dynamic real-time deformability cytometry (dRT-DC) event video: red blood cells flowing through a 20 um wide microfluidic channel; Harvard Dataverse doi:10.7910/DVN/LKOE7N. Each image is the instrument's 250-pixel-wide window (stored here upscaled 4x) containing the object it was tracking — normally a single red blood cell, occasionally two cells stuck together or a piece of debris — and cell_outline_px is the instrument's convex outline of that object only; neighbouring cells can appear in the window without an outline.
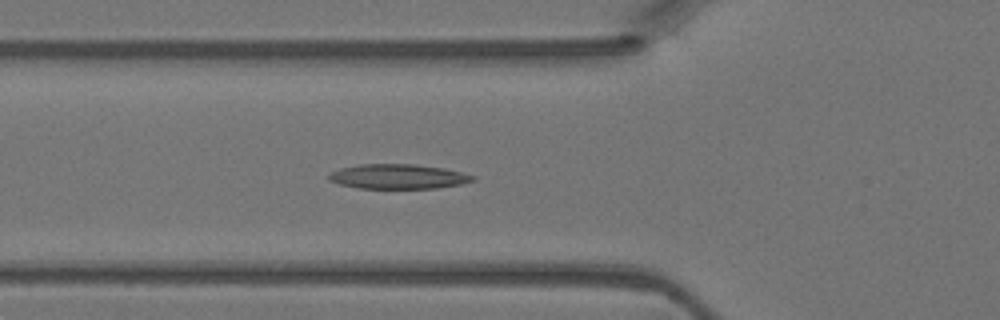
{"species": "Egyptian fruit bat (a non-hibernating species)", "species_latin": "Rousettus aegyptiacus", "temperature_condition": "warm", "stored_images_in_passage": 43, "camera_frame_rate_fps": 3000, "um_per_image_px": 0.085, "animal": {"sex": "female"}, "frame": {"image": 1, "passage_image": 16, "time_ms": 5.0, "image_size_px": [1000, 320], "cell_outline_px": [[476, 180], [460, 184], [436, 188], [360, 188], [340, 184], [328, 180], [328, 176], [332, 172], [340, 168], [360, 164], [412, 164], [444, 168], [476, 176]], "centroid_in_image_um": [33.84, 15.0], "position_along_channel_um": 92.0, "area_um2": 20.58}}
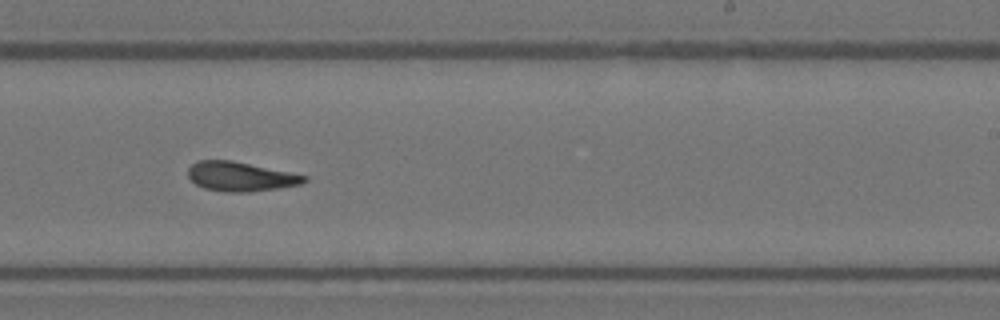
{"frame": {"image": 2, "passage_image": 28, "time_ms": 9.0, "image_size_px": [1000, 320], "cell_outline_px": [[308, 180], [300, 184], [276, 188], [248, 192], [224, 192], [204, 188], [196, 184], [188, 176], [188, 168], [192, 164], [200, 160], [232, 160], [292, 172], [308, 176]], "centroid_in_image_um": [20.45, 15.0], "position_along_channel_um": 268.5, "area_um2": 19.88}}
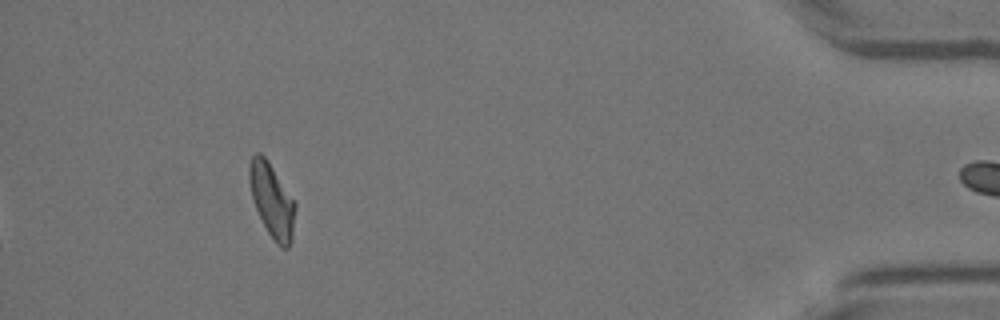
{"frame": {"image": 3, "passage_image": 42, "time_ms": 13.667, "image_size_px": [1000, 320], "cell_outline_px": [[296, 208], [292, 240], [288, 248], [280, 248], [276, 244], [268, 232], [256, 208], [252, 196], [248, 180], [248, 168], [252, 156], [256, 152], [260, 152], [268, 160], [296, 204]], "centroid_in_image_um": [23.11, 17.04], "position_along_channel_um": 412.1, "area_um2": 19.71}}